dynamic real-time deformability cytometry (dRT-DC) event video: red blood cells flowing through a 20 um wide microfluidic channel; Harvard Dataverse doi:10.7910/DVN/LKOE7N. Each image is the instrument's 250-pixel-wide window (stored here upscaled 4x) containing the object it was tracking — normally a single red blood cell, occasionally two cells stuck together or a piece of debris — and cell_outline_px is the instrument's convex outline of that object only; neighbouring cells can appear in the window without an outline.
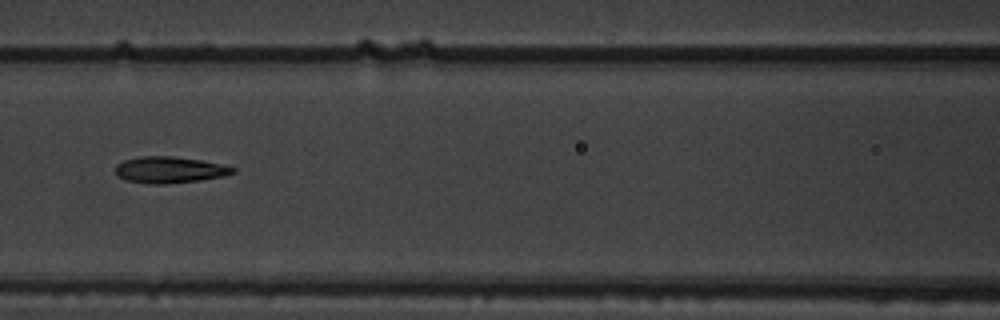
{"species": "common noctule bat (a hibernating species)", "species_latin": "Nyctalus noctula", "temperature_condition": "warm", "stored_images_in_passage": 9, "camera_frame_rate_fps": 3000, "um_per_image_px": 0.085, "animal": {"sex": "male", "body_mass_g": 19.5, "forearm_length_mm": 54.6}, "frame": {"image": 1, "passage_image": 8, "time_ms": 2.333, "image_size_px": [1000, 320], "cell_outline_px": [[236, 172], [224, 176], [200, 180], [168, 184], [152, 184], [124, 180], [116, 176], [116, 164], [124, 160], [140, 156], [172, 156], [200, 160], [220, 164], [236, 168]], "centroid_in_image_um": [14.39, 14.44], "position_along_channel_um": 152.2, "area_um2": 18.15}}
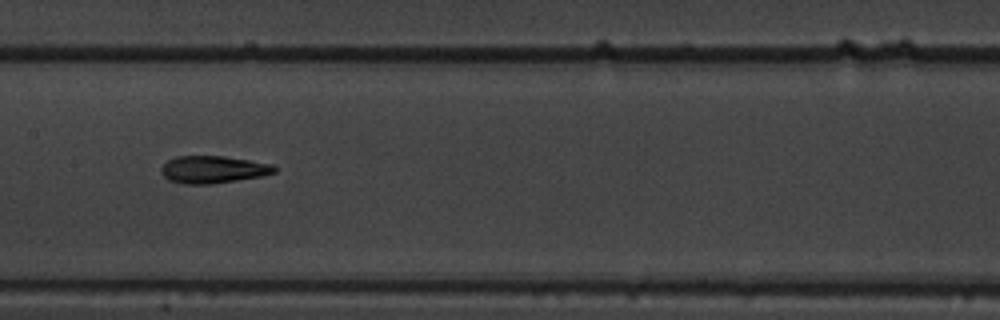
{"frame": {"image": 2, "passage_image": 9, "time_ms": 2.667, "image_size_px": [1000, 320], "cell_outline_px": [[276, 172], [260, 176], [236, 180], [208, 184], [184, 184], [168, 180], [160, 172], [160, 168], [168, 160], [176, 156], [224, 156], [272, 164], [276, 168]], "centroid_in_image_um": [18.07, 14.4], "position_along_channel_um": 189.3, "area_um2": 17.92}}